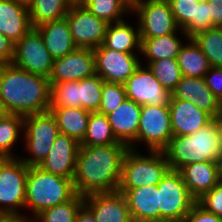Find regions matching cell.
I'll list each match as a JSON object with an SVG mask.
<instances>
[{
  "instance_id": "obj_1",
  "label": "cell",
  "mask_w": 222,
  "mask_h": 222,
  "mask_svg": "<svg viewBox=\"0 0 222 222\" xmlns=\"http://www.w3.org/2000/svg\"><path fill=\"white\" fill-rule=\"evenodd\" d=\"M128 149L124 143L80 146L72 179L76 193L84 197L118 191Z\"/></svg>"
},
{
  "instance_id": "obj_2",
  "label": "cell",
  "mask_w": 222,
  "mask_h": 222,
  "mask_svg": "<svg viewBox=\"0 0 222 222\" xmlns=\"http://www.w3.org/2000/svg\"><path fill=\"white\" fill-rule=\"evenodd\" d=\"M51 86L47 77L11 64L0 65V97L8 113L29 115L49 111Z\"/></svg>"
},
{
  "instance_id": "obj_3",
  "label": "cell",
  "mask_w": 222,
  "mask_h": 222,
  "mask_svg": "<svg viewBox=\"0 0 222 222\" xmlns=\"http://www.w3.org/2000/svg\"><path fill=\"white\" fill-rule=\"evenodd\" d=\"M170 169L179 170L195 162H220L222 147L216 126L212 121L197 132L184 136H173L163 151Z\"/></svg>"
},
{
  "instance_id": "obj_4",
  "label": "cell",
  "mask_w": 222,
  "mask_h": 222,
  "mask_svg": "<svg viewBox=\"0 0 222 222\" xmlns=\"http://www.w3.org/2000/svg\"><path fill=\"white\" fill-rule=\"evenodd\" d=\"M76 194L72 179L46 172L38 166H29L25 208L32 211V218L45 209L71 200Z\"/></svg>"
},
{
  "instance_id": "obj_5",
  "label": "cell",
  "mask_w": 222,
  "mask_h": 222,
  "mask_svg": "<svg viewBox=\"0 0 222 222\" xmlns=\"http://www.w3.org/2000/svg\"><path fill=\"white\" fill-rule=\"evenodd\" d=\"M145 156L138 150L128 149L123 163L119 188H138L157 185L170 170L163 151H149Z\"/></svg>"
},
{
  "instance_id": "obj_6",
  "label": "cell",
  "mask_w": 222,
  "mask_h": 222,
  "mask_svg": "<svg viewBox=\"0 0 222 222\" xmlns=\"http://www.w3.org/2000/svg\"><path fill=\"white\" fill-rule=\"evenodd\" d=\"M23 131L26 147L24 151H28L31 156L19 158L27 166H39L60 133L55 117L50 111L25 115Z\"/></svg>"
},
{
  "instance_id": "obj_7",
  "label": "cell",
  "mask_w": 222,
  "mask_h": 222,
  "mask_svg": "<svg viewBox=\"0 0 222 222\" xmlns=\"http://www.w3.org/2000/svg\"><path fill=\"white\" fill-rule=\"evenodd\" d=\"M160 222H181L197 200L190 194L178 170L170 169L157 184Z\"/></svg>"
},
{
  "instance_id": "obj_8",
  "label": "cell",
  "mask_w": 222,
  "mask_h": 222,
  "mask_svg": "<svg viewBox=\"0 0 222 222\" xmlns=\"http://www.w3.org/2000/svg\"><path fill=\"white\" fill-rule=\"evenodd\" d=\"M28 171L19 157L0 158V213H20L25 208Z\"/></svg>"
},
{
  "instance_id": "obj_9",
  "label": "cell",
  "mask_w": 222,
  "mask_h": 222,
  "mask_svg": "<svg viewBox=\"0 0 222 222\" xmlns=\"http://www.w3.org/2000/svg\"><path fill=\"white\" fill-rule=\"evenodd\" d=\"M172 137L169 106L143 105L137 138L129 149L137 150V142H141L147 145V152L164 151Z\"/></svg>"
},
{
  "instance_id": "obj_10",
  "label": "cell",
  "mask_w": 222,
  "mask_h": 222,
  "mask_svg": "<svg viewBox=\"0 0 222 222\" xmlns=\"http://www.w3.org/2000/svg\"><path fill=\"white\" fill-rule=\"evenodd\" d=\"M132 13L139 20L140 39L165 36L180 30L168 0H134Z\"/></svg>"
},
{
  "instance_id": "obj_11",
  "label": "cell",
  "mask_w": 222,
  "mask_h": 222,
  "mask_svg": "<svg viewBox=\"0 0 222 222\" xmlns=\"http://www.w3.org/2000/svg\"><path fill=\"white\" fill-rule=\"evenodd\" d=\"M53 60L36 28H32L15 44L12 64L25 71L49 78Z\"/></svg>"
},
{
  "instance_id": "obj_12",
  "label": "cell",
  "mask_w": 222,
  "mask_h": 222,
  "mask_svg": "<svg viewBox=\"0 0 222 222\" xmlns=\"http://www.w3.org/2000/svg\"><path fill=\"white\" fill-rule=\"evenodd\" d=\"M95 72L104 81L124 84L141 65L138 53L119 52L103 44L93 49Z\"/></svg>"
},
{
  "instance_id": "obj_13",
  "label": "cell",
  "mask_w": 222,
  "mask_h": 222,
  "mask_svg": "<svg viewBox=\"0 0 222 222\" xmlns=\"http://www.w3.org/2000/svg\"><path fill=\"white\" fill-rule=\"evenodd\" d=\"M123 85L127 98L141 106H169L171 92L160 84L146 65H140Z\"/></svg>"
},
{
  "instance_id": "obj_14",
  "label": "cell",
  "mask_w": 222,
  "mask_h": 222,
  "mask_svg": "<svg viewBox=\"0 0 222 222\" xmlns=\"http://www.w3.org/2000/svg\"><path fill=\"white\" fill-rule=\"evenodd\" d=\"M77 48L94 49L103 44L108 23L98 19L84 6L70 7L65 16Z\"/></svg>"
},
{
  "instance_id": "obj_15",
  "label": "cell",
  "mask_w": 222,
  "mask_h": 222,
  "mask_svg": "<svg viewBox=\"0 0 222 222\" xmlns=\"http://www.w3.org/2000/svg\"><path fill=\"white\" fill-rule=\"evenodd\" d=\"M95 56L92 49L76 48L69 54L53 60L50 83L80 81L95 75Z\"/></svg>"
},
{
  "instance_id": "obj_16",
  "label": "cell",
  "mask_w": 222,
  "mask_h": 222,
  "mask_svg": "<svg viewBox=\"0 0 222 222\" xmlns=\"http://www.w3.org/2000/svg\"><path fill=\"white\" fill-rule=\"evenodd\" d=\"M79 148L78 141L59 133L47 157L38 167L54 175L73 179Z\"/></svg>"
},
{
  "instance_id": "obj_17",
  "label": "cell",
  "mask_w": 222,
  "mask_h": 222,
  "mask_svg": "<svg viewBox=\"0 0 222 222\" xmlns=\"http://www.w3.org/2000/svg\"><path fill=\"white\" fill-rule=\"evenodd\" d=\"M84 206L96 222H133L127 200L119 191L84 196Z\"/></svg>"
},
{
  "instance_id": "obj_18",
  "label": "cell",
  "mask_w": 222,
  "mask_h": 222,
  "mask_svg": "<svg viewBox=\"0 0 222 222\" xmlns=\"http://www.w3.org/2000/svg\"><path fill=\"white\" fill-rule=\"evenodd\" d=\"M173 136H184L197 132L212 122L213 117L198 108L193 102L175 99L169 103Z\"/></svg>"
},
{
  "instance_id": "obj_19",
  "label": "cell",
  "mask_w": 222,
  "mask_h": 222,
  "mask_svg": "<svg viewBox=\"0 0 222 222\" xmlns=\"http://www.w3.org/2000/svg\"><path fill=\"white\" fill-rule=\"evenodd\" d=\"M123 193L133 222H160L157 185L138 188H118Z\"/></svg>"
},
{
  "instance_id": "obj_20",
  "label": "cell",
  "mask_w": 222,
  "mask_h": 222,
  "mask_svg": "<svg viewBox=\"0 0 222 222\" xmlns=\"http://www.w3.org/2000/svg\"><path fill=\"white\" fill-rule=\"evenodd\" d=\"M190 194L198 200L204 193L212 190L221 180L218 162H195L186 164L178 170Z\"/></svg>"
},
{
  "instance_id": "obj_21",
  "label": "cell",
  "mask_w": 222,
  "mask_h": 222,
  "mask_svg": "<svg viewBox=\"0 0 222 222\" xmlns=\"http://www.w3.org/2000/svg\"><path fill=\"white\" fill-rule=\"evenodd\" d=\"M171 94L175 99L193 102L212 117L219 114V100L206 85L203 77L182 76Z\"/></svg>"
},
{
  "instance_id": "obj_22",
  "label": "cell",
  "mask_w": 222,
  "mask_h": 222,
  "mask_svg": "<svg viewBox=\"0 0 222 222\" xmlns=\"http://www.w3.org/2000/svg\"><path fill=\"white\" fill-rule=\"evenodd\" d=\"M142 106L126 98L114 111L107 114L116 139L130 146L137 138Z\"/></svg>"
},
{
  "instance_id": "obj_23",
  "label": "cell",
  "mask_w": 222,
  "mask_h": 222,
  "mask_svg": "<svg viewBox=\"0 0 222 222\" xmlns=\"http://www.w3.org/2000/svg\"><path fill=\"white\" fill-rule=\"evenodd\" d=\"M33 28L29 9L11 0H0V32L15 44Z\"/></svg>"
},
{
  "instance_id": "obj_24",
  "label": "cell",
  "mask_w": 222,
  "mask_h": 222,
  "mask_svg": "<svg viewBox=\"0 0 222 222\" xmlns=\"http://www.w3.org/2000/svg\"><path fill=\"white\" fill-rule=\"evenodd\" d=\"M35 28L40 32L45 47L53 59L61 58L77 48L66 18L46 22Z\"/></svg>"
},
{
  "instance_id": "obj_25",
  "label": "cell",
  "mask_w": 222,
  "mask_h": 222,
  "mask_svg": "<svg viewBox=\"0 0 222 222\" xmlns=\"http://www.w3.org/2000/svg\"><path fill=\"white\" fill-rule=\"evenodd\" d=\"M59 132L74 138L79 143L85 136L91 112L80 107H50Z\"/></svg>"
},
{
  "instance_id": "obj_26",
  "label": "cell",
  "mask_w": 222,
  "mask_h": 222,
  "mask_svg": "<svg viewBox=\"0 0 222 222\" xmlns=\"http://www.w3.org/2000/svg\"><path fill=\"white\" fill-rule=\"evenodd\" d=\"M131 22L121 21L108 25L103 45L119 52H141V39L139 27ZM136 29V30H135Z\"/></svg>"
},
{
  "instance_id": "obj_27",
  "label": "cell",
  "mask_w": 222,
  "mask_h": 222,
  "mask_svg": "<svg viewBox=\"0 0 222 222\" xmlns=\"http://www.w3.org/2000/svg\"><path fill=\"white\" fill-rule=\"evenodd\" d=\"M178 33H181L186 40L188 39L187 34L180 29L179 32L171 33L165 36H159L155 38L141 39V54L147 62L158 61L161 59L177 58L179 50L183 45L181 38ZM181 39V40H180Z\"/></svg>"
},
{
  "instance_id": "obj_28",
  "label": "cell",
  "mask_w": 222,
  "mask_h": 222,
  "mask_svg": "<svg viewBox=\"0 0 222 222\" xmlns=\"http://www.w3.org/2000/svg\"><path fill=\"white\" fill-rule=\"evenodd\" d=\"M188 41L181 46L176 58L181 73L186 77H204L212 66L195 41L192 38Z\"/></svg>"
},
{
  "instance_id": "obj_29",
  "label": "cell",
  "mask_w": 222,
  "mask_h": 222,
  "mask_svg": "<svg viewBox=\"0 0 222 222\" xmlns=\"http://www.w3.org/2000/svg\"><path fill=\"white\" fill-rule=\"evenodd\" d=\"M83 6L108 24L124 21L123 15L132 14L131 0H86Z\"/></svg>"
},
{
  "instance_id": "obj_30",
  "label": "cell",
  "mask_w": 222,
  "mask_h": 222,
  "mask_svg": "<svg viewBox=\"0 0 222 222\" xmlns=\"http://www.w3.org/2000/svg\"><path fill=\"white\" fill-rule=\"evenodd\" d=\"M119 142L111 128L107 115L91 112L87 130L80 146H102Z\"/></svg>"
},
{
  "instance_id": "obj_31",
  "label": "cell",
  "mask_w": 222,
  "mask_h": 222,
  "mask_svg": "<svg viewBox=\"0 0 222 222\" xmlns=\"http://www.w3.org/2000/svg\"><path fill=\"white\" fill-rule=\"evenodd\" d=\"M29 9L33 28L50 21L65 18L70 9L66 0H33Z\"/></svg>"
},
{
  "instance_id": "obj_32",
  "label": "cell",
  "mask_w": 222,
  "mask_h": 222,
  "mask_svg": "<svg viewBox=\"0 0 222 222\" xmlns=\"http://www.w3.org/2000/svg\"><path fill=\"white\" fill-rule=\"evenodd\" d=\"M23 121V115L11 113L0 119V158L20 157L12 149L20 139Z\"/></svg>"
},
{
  "instance_id": "obj_33",
  "label": "cell",
  "mask_w": 222,
  "mask_h": 222,
  "mask_svg": "<svg viewBox=\"0 0 222 222\" xmlns=\"http://www.w3.org/2000/svg\"><path fill=\"white\" fill-rule=\"evenodd\" d=\"M212 67H222V27L211 28L192 37Z\"/></svg>"
},
{
  "instance_id": "obj_34",
  "label": "cell",
  "mask_w": 222,
  "mask_h": 222,
  "mask_svg": "<svg viewBox=\"0 0 222 222\" xmlns=\"http://www.w3.org/2000/svg\"><path fill=\"white\" fill-rule=\"evenodd\" d=\"M84 205V197L76 194L71 200L45 209L34 222H75L77 212Z\"/></svg>"
},
{
  "instance_id": "obj_35",
  "label": "cell",
  "mask_w": 222,
  "mask_h": 222,
  "mask_svg": "<svg viewBox=\"0 0 222 222\" xmlns=\"http://www.w3.org/2000/svg\"><path fill=\"white\" fill-rule=\"evenodd\" d=\"M141 64L146 65L160 84L171 93L183 76L176 58L161 59L146 64L141 59Z\"/></svg>"
},
{
  "instance_id": "obj_36",
  "label": "cell",
  "mask_w": 222,
  "mask_h": 222,
  "mask_svg": "<svg viewBox=\"0 0 222 222\" xmlns=\"http://www.w3.org/2000/svg\"><path fill=\"white\" fill-rule=\"evenodd\" d=\"M173 16L180 29L192 38L196 35L197 0H168Z\"/></svg>"
},
{
  "instance_id": "obj_37",
  "label": "cell",
  "mask_w": 222,
  "mask_h": 222,
  "mask_svg": "<svg viewBox=\"0 0 222 222\" xmlns=\"http://www.w3.org/2000/svg\"><path fill=\"white\" fill-rule=\"evenodd\" d=\"M50 107H80L79 81L50 83Z\"/></svg>"
},
{
  "instance_id": "obj_38",
  "label": "cell",
  "mask_w": 222,
  "mask_h": 222,
  "mask_svg": "<svg viewBox=\"0 0 222 222\" xmlns=\"http://www.w3.org/2000/svg\"><path fill=\"white\" fill-rule=\"evenodd\" d=\"M104 80L99 75L79 81L81 108L90 112H98Z\"/></svg>"
},
{
  "instance_id": "obj_39",
  "label": "cell",
  "mask_w": 222,
  "mask_h": 222,
  "mask_svg": "<svg viewBox=\"0 0 222 222\" xmlns=\"http://www.w3.org/2000/svg\"><path fill=\"white\" fill-rule=\"evenodd\" d=\"M126 98L127 95L123 84L104 81L98 113L107 115L121 105Z\"/></svg>"
},
{
  "instance_id": "obj_40",
  "label": "cell",
  "mask_w": 222,
  "mask_h": 222,
  "mask_svg": "<svg viewBox=\"0 0 222 222\" xmlns=\"http://www.w3.org/2000/svg\"><path fill=\"white\" fill-rule=\"evenodd\" d=\"M197 203L208 212L222 218V180L212 190L204 193Z\"/></svg>"
},
{
  "instance_id": "obj_41",
  "label": "cell",
  "mask_w": 222,
  "mask_h": 222,
  "mask_svg": "<svg viewBox=\"0 0 222 222\" xmlns=\"http://www.w3.org/2000/svg\"><path fill=\"white\" fill-rule=\"evenodd\" d=\"M203 78L211 92L220 101L222 99V67H211Z\"/></svg>"
},
{
  "instance_id": "obj_42",
  "label": "cell",
  "mask_w": 222,
  "mask_h": 222,
  "mask_svg": "<svg viewBox=\"0 0 222 222\" xmlns=\"http://www.w3.org/2000/svg\"><path fill=\"white\" fill-rule=\"evenodd\" d=\"M184 222H222V218L208 212L201 207L197 202L192 207L191 211L185 216Z\"/></svg>"
},
{
  "instance_id": "obj_43",
  "label": "cell",
  "mask_w": 222,
  "mask_h": 222,
  "mask_svg": "<svg viewBox=\"0 0 222 222\" xmlns=\"http://www.w3.org/2000/svg\"><path fill=\"white\" fill-rule=\"evenodd\" d=\"M211 28H215L212 23L211 17L208 11L207 0H202L197 5L196 12V34L207 31Z\"/></svg>"
},
{
  "instance_id": "obj_44",
  "label": "cell",
  "mask_w": 222,
  "mask_h": 222,
  "mask_svg": "<svg viewBox=\"0 0 222 222\" xmlns=\"http://www.w3.org/2000/svg\"><path fill=\"white\" fill-rule=\"evenodd\" d=\"M15 56V43L0 32V65L11 64Z\"/></svg>"
},
{
  "instance_id": "obj_45",
  "label": "cell",
  "mask_w": 222,
  "mask_h": 222,
  "mask_svg": "<svg viewBox=\"0 0 222 222\" xmlns=\"http://www.w3.org/2000/svg\"><path fill=\"white\" fill-rule=\"evenodd\" d=\"M208 11L215 27H222V0H207Z\"/></svg>"
},
{
  "instance_id": "obj_46",
  "label": "cell",
  "mask_w": 222,
  "mask_h": 222,
  "mask_svg": "<svg viewBox=\"0 0 222 222\" xmlns=\"http://www.w3.org/2000/svg\"><path fill=\"white\" fill-rule=\"evenodd\" d=\"M0 222H34V218L22 213H0Z\"/></svg>"
},
{
  "instance_id": "obj_47",
  "label": "cell",
  "mask_w": 222,
  "mask_h": 222,
  "mask_svg": "<svg viewBox=\"0 0 222 222\" xmlns=\"http://www.w3.org/2000/svg\"><path fill=\"white\" fill-rule=\"evenodd\" d=\"M75 222H96L94 215L83 205L77 212Z\"/></svg>"
},
{
  "instance_id": "obj_48",
  "label": "cell",
  "mask_w": 222,
  "mask_h": 222,
  "mask_svg": "<svg viewBox=\"0 0 222 222\" xmlns=\"http://www.w3.org/2000/svg\"><path fill=\"white\" fill-rule=\"evenodd\" d=\"M212 121L214 122V124L216 126L218 139H219L221 147H222V116L218 114L215 117H213Z\"/></svg>"
},
{
  "instance_id": "obj_49",
  "label": "cell",
  "mask_w": 222,
  "mask_h": 222,
  "mask_svg": "<svg viewBox=\"0 0 222 222\" xmlns=\"http://www.w3.org/2000/svg\"><path fill=\"white\" fill-rule=\"evenodd\" d=\"M86 0H66V2L72 6H83Z\"/></svg>"
},
{
  "instance_id": "obj_50",
  "label": "cell",
  "mask_w": 222,
  "mask_h": 222,
  "mask_svg": "<svg viewBox=\"0 0 222 222\" xmlns=\"http://www.w3.org/2000/svg\"><path fill=\"white\" fill-rule=\"evenodd\" d=\"M17 4H20L26 8H29L33 2V0H11Z\"/></svg>"
},
{
  "instance_id": "obj_51",
  "label": "cell",
  "mask_w": 222,
  "mask_h": 222,
  "mask_svg": "<svg viewBox=\"0 0 222 222\" xmlns=\"http://www.w3.org/2000/svg\"><path fill=\"white\" fill-rule=\"evenodd\" d=\"M8 114L4 104H3V101L0 97V119L5 117L6 115Z\"/></svg>"
},
{
  "instance_id": "obj_52",
  "label": "cell",
  "mask_w": 222,
  "mask_h": 222,
  "mask_svg": "<svg viewBox=\"0 0 222 222\" xmlns=\"http://www.w3.org/2000/svg\"><path fill=\"white\" fill-rule=\"evenodd\" d=\"M219 115L222 116V99L219 101Z\"/></svg>"
},
{
  "instance_id": "obj_53",
  "label": "cell",
  "mask_w": 222,
  "mask_h": 222,
  "mask_svg": "<svg viewBox=\"0 0 222 222\" xmlns=\"http://www.w3.org/2000/svg\"><path fill=\"white\" fill-rule=\"evenodd\" d=\"M219 165H220L221 174H222V156H221V160H220V162H219Z\"/></svg>"
}]
</instances>
